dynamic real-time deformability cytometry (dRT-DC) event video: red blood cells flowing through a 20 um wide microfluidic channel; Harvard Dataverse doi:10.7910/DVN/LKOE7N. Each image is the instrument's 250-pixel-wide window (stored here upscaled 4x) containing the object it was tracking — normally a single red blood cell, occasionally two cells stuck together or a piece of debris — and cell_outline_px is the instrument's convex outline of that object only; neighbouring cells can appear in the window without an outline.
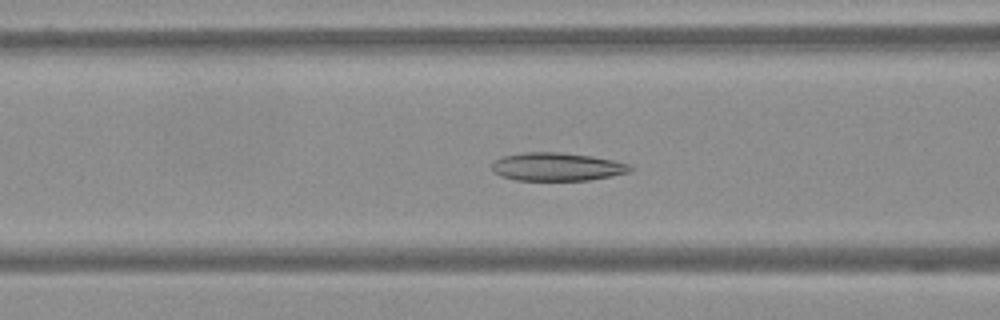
{"species": "Egyptian fruit bat (a non-hibernating species)", "species_latin": "Rousettus aegyptiacus", "temperature_condition": "warm", "stored_images_in_passage": 46, "camera_frame_rate_fps": 3000, "um_per_image_px": 0.085, "frame": {"image": 1, "passage_image": 10, "time_ms": 3.0, "image_size_px": [1000, 320], "cell_outline_px": [[632, 168], [628, 172], [612, 176], [588, 180], [516, 180], [500, 176], [492, 172], [492, 164], [500, 156], [524, 152], [560, 152], [592, 156], [632, 164]], "centroid_in_image_um": [47.32, 14.17], "position_along_channel_um": 119.3, "area_um2": 22.83}}
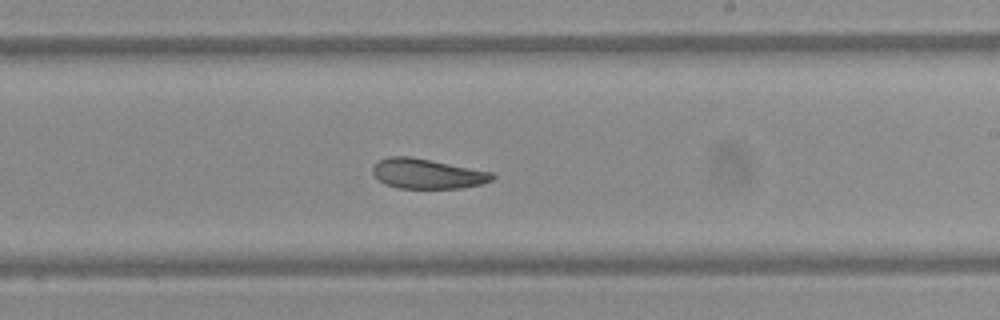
{"frame": {"image": 2, "passage_image": 22, "time_ms": 7.0, "image_size_px": [1000, 320], "cell_outline_px": [[496, 176], [492, 180], [480, 184], [460, 188], [400, 188], [384, 184], [372, 172], [372, 168], [380, 160], [388, 156], [412, 156], [492, 172]], "centroid_in_image_um": [36.32, 14.76], "position_along_channel_um": 252.7, "area_um2": 20.75}}
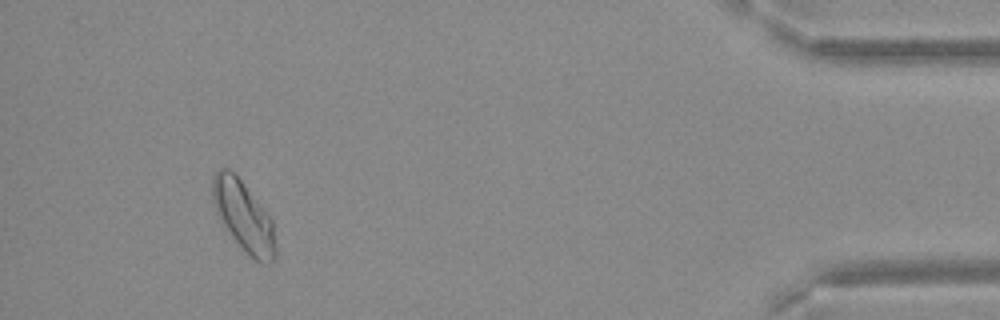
{"frame": {"image": 3, "passage_image": 42, "time_ms": 13.667, "image_size_px": [1000, 320], "cell_outline_px": [[276, 256], [268, 264], [264, 264], [256, 260], [244, 252], [224, 228], [216, 212], [212, 200], [212, 176], [220, 168], [228, 168], [240, 180], [260, 204], [272, 220], [276, 244]], "centroid_in_image_um": [20.69, 18.42], "position_along_channel_um": 414.5, "area_um2": 25.78}}